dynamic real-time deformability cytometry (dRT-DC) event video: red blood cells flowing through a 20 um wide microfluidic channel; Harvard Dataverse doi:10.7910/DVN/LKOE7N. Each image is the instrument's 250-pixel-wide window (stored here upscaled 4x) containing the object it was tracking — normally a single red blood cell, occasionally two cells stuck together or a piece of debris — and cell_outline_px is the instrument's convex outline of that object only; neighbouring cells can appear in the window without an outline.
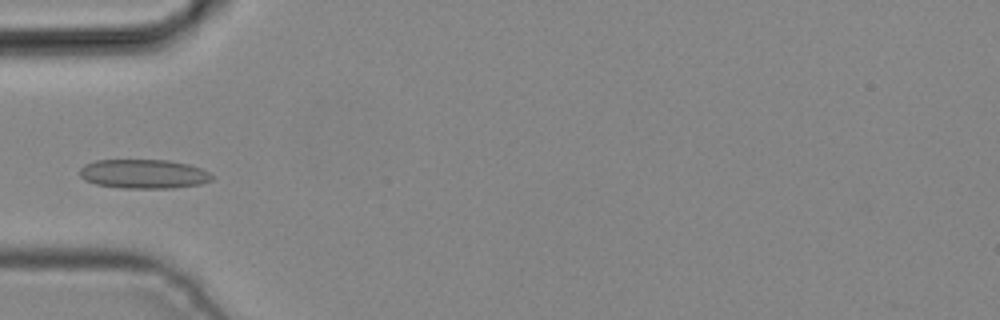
{"species": "common noctule bat (a hibernating species)", "species_latin": "Nyctalus noctula", "temperature_condition": "cold", "stored_images_in_passage": 2, "camera_frame_rate_fps": 3000, "um_per_image_px": 0.085, "animal": {"sex": "male", "body_mass_g": 19.2, "forearm_length_mm": 51.8}, "frame": {"image": 1, "passage_image": 2, "time_ms": 0.333, "image_size_px": [1000, 320], "cell_outline_px": [[212, 180], [200, 184], [172, 188], [120, 188], [96, 184], [84, 180], [80, 176], [80, 168], [84, 164], [96, 160], [168, 160], [188, 164], [200, 168], [208, 172], [212, 176]], "centroid_in_image_um": [12.18, 14.78], "position_along_channel_um": 72.8, "area_um2": 22.48}}